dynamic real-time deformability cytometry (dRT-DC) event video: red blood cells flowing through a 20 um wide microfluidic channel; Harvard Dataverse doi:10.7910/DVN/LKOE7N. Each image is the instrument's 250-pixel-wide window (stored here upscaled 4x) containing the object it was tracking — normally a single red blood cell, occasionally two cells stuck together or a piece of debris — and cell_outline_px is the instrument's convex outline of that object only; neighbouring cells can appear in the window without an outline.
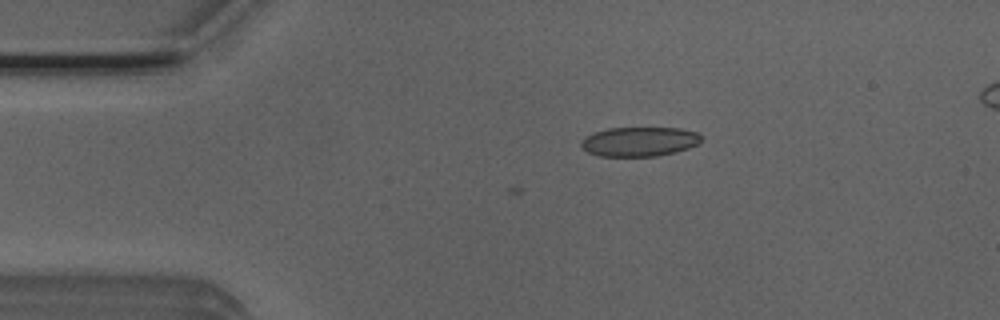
{"species": "Egyptian fruit bat (a non-hibernating species)", "species_latin": "Rousettus aegyptiacus", "temperature_condition": "room temperature", "stored_images_in_passage": 4, "camera_frame_rate_fps": 3000, "um_per_image_px": 0.085, "animal": {"sex": "male"}, "frame": {"image": 1, "passage_image": 4, "time_ms": 1.0, "image_size_px": [1000, 320], "cell_outline_px": [[700, 140], [696, 144], [688, 148], [676, 152], [656, 156], [596, 156], [580, 148], [580, 140], [584, 136], [592, 132], [608, 128], [680, 128], [696, 132], [700, 136]], "centroid_in_image_um": [54.25, 12.04], "position_along_channel_um": 30.7, "area_um2": 20.75}}